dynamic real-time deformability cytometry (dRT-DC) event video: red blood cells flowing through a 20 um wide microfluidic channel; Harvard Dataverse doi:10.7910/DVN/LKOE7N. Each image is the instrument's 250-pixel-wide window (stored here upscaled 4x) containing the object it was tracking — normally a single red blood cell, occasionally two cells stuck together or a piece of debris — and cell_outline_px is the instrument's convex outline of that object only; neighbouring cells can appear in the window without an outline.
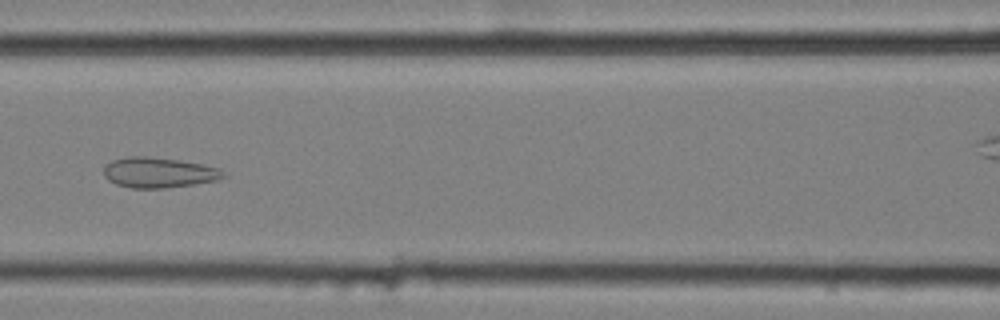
{"species": "common noctule bat (a hibernating species)", "species_latin": "Nyctalus noctula", "temperature_condition": "cold", "stored_images_in_passage": 10, "segment_of_instrument_passage": [1, 2], "camera_frame_rate_fps": 3000, "um_per_image_px": 0.085, "animal": {"sex": "female", "body_mass_g": 25.1}, "frame": {"image": 1, "passage_image": 6, "time_ms": 1.667, "image_size_px": [1000, 320], "cell_outline_px": [[224, 176], [216, 180], [192, 184], [164, 188], [132, 188], [116, 184], [108, 180], [104, 176], [104, 168], [112, 160], [128, 156], [144, 156], [176, 160], [200, 164], [220, 168], [224, 172]], "centroid_in_image_um": [13.45, 14.67], "position_along_channel_um": 153.1, "area_um2": 20.81}}
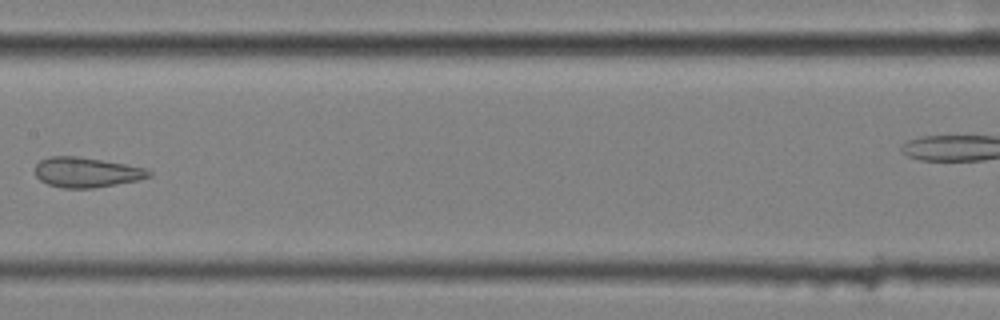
{"frame": {"image": 2, "passage_image": 7, "time_ms": 2.0, "image_size_px": [1000, 320], "cell_outline_px": [[152, 176], [136, 180], [92, 188], [64, 188], [48, 184], [40, 180], [36, 176], [36, 164], [40, 160], [52, 156], [80, 156], [148, 168], [152, 172]], "centroid_in_image_um": [7.36, 14.63], "position_along_channel_um": 200.0, "area_um2": 19.83}}
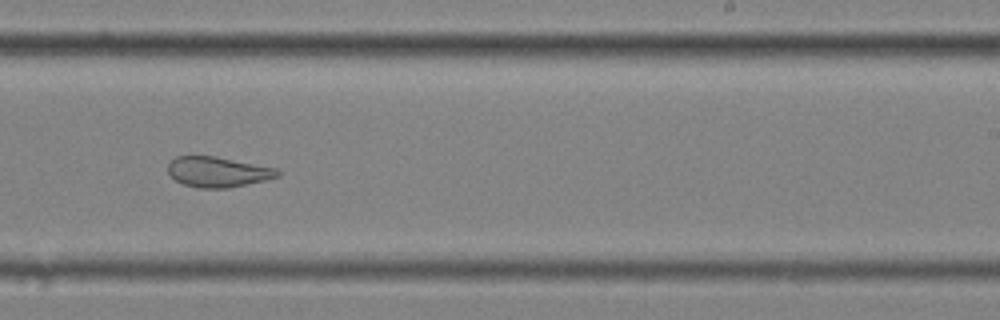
{"frame": {"image": 3, "passage_image": 9, "time_ms": 2.667, "image_size_px": [1000, 320], "cell_outline_px": [[280, 176], [264, 180], [228, 188], [196, 188], [184, 184], [176, 180], [168, 172], [168, 164], [176, 156], [216, 156], [276, 168], [280, 172]], "centroid_in_image_um": [18.51, 14.61], "position_along_channel_um": 270.5, "area_um2": 19.25}}